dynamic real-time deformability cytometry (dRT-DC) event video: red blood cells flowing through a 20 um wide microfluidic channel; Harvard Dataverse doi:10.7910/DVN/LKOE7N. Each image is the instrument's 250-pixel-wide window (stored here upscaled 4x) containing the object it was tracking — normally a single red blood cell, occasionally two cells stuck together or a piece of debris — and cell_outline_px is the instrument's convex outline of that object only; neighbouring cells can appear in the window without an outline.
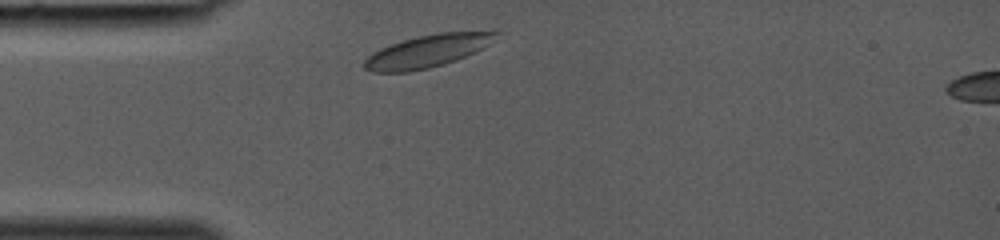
{"species": "common noctule bat (a hibernating species)", "species_latin": "Nyctalus noctula", "temperature_condition": "room temperature", "stored_images_in_passage": 26, "camera_frame_rate_fps": 3000, "um_per_image_px": 0.085, "animal": {"sex": "female", "body_mass_g": 19.0, "forearm_length_mm": 53.3}, "frame": {"image": 1, "passage_image": 2, "time_ms": 0.333, "image_size_px": [1000, 240], "cell_outline_px": [[500, 32], [488, 44], [456, 60], [444, 64], [428, 68], [408, 72], [372, 72], [364, 68], [364, 60], [372, 52], [380, 48], [404, 40], [420, 36], [440, 32]], "centroid_in_image_um": [36.24, 4.36], "position_along_channel_um": 48.8, "area_um2": 24.28}}
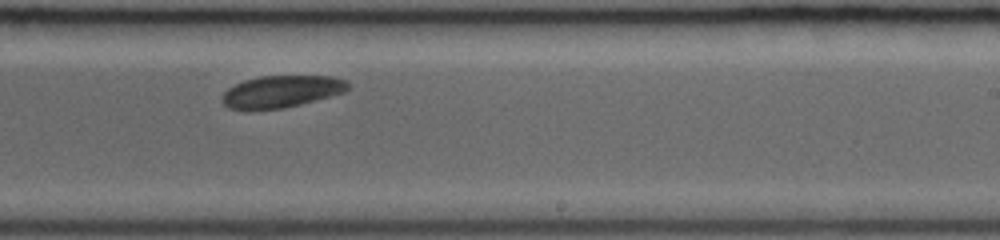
{"frame": {"image": 2, "passage_image": 16, "time_ms": 5.0, "image_size_px": [1000, 240], "cell_outline_px": [[348, 88], [344, 92], [316, 100], [284, 108], [248, 112], [228, 108], [220, 100], [224, 92], [228, 88], [244, 80], [260, 76], [332, 76], [348, 80]], "centroid_in_image_um": [23.86, 7.81], "position_along_channel_um": 265.1, "area_um2": 23.93}}
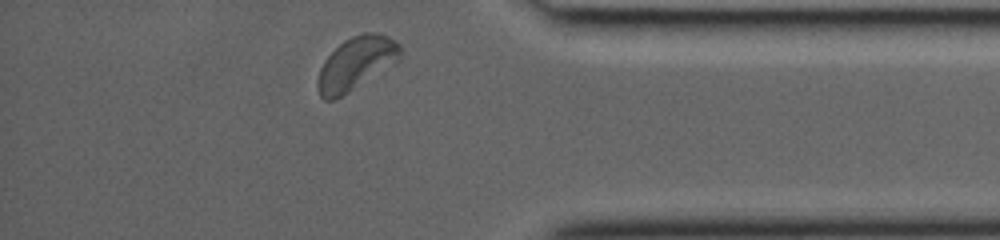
{"frame": {"image": 3, "passage_image": 25, "time_ms": 8.0, "image_size_px": [1000, 240], "cell_outline_px": [[400, 60], [396, 64], [348, 92], [332, 100], [324, 100], [320, 96], [316, 84], [316, 80], [320, 68], [324, 60], [344, 40], [352, 36], [364, 32], [376, 32], [388, 36], [400, 44]], "centroid_in_image_um": [30.28, 5.38], "position_along_channel_um": 404.9, "area_um2": 25.61}}